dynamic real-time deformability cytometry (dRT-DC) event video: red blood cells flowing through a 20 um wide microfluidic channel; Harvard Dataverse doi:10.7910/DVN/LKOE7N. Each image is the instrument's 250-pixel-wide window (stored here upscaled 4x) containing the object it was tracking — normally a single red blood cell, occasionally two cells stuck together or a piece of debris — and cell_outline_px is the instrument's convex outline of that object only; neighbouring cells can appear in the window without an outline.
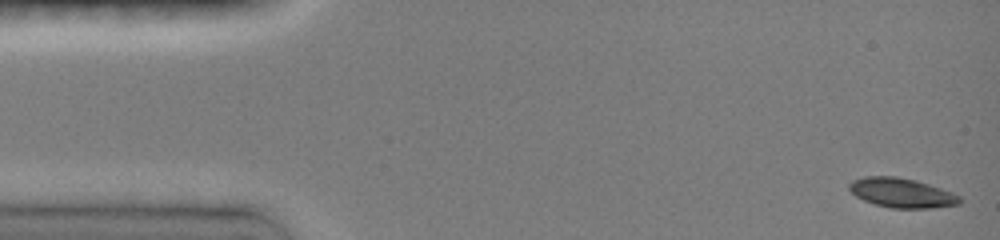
{"species": "common noctule bat (a hibernating species)", "species_latin": "Nyctalus noctula", "temperature_condition": "room temperature", "stored_images_in_passage": 5, "camera_frame_rate_fps": 3000, "um_per_image_px": 0.085, "animal": {"sex": "female", "body_mass_g": 19.0, "forearm_length_mm": 51.5}, "frame": {"image": 1, "passage_image": 1, "time_ms": 0.0, "image_size_px": [1000, 240], "cell_outline_px": [[960, 204], [932, 208], [892, 208], [876, 204], [864, 200], [856, 196], [848, 188], [848, 184], [852, 180], [864, 176], [896, 176], [916, 180], [952, 192], [960, 196]], "centroid_in_image_um": [76.63, 16.38], "position_along_channel_um": 8.4, "area_um2": 18.96}}
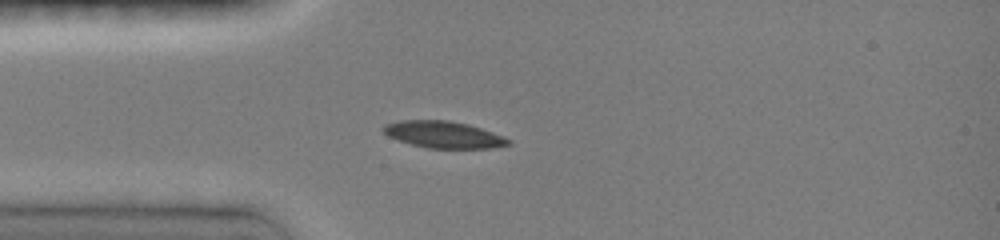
{"frame": {"image": 2, "passage_image": 5, "time_ms": 3.667, "image_size_px": [1000, 240], "cell_outline_px": [[512, 144], [492, 148], [428, 148], [412, 144], [388, 136], [380, 128], [384, 124], [400, 120], [448, 120], [468, 124], [504, 136], [512, 140]], "centroid_in_image_um": [37.72, 11.43], "position_along_channel_um": 47.3, "area_um2": 19.54}}